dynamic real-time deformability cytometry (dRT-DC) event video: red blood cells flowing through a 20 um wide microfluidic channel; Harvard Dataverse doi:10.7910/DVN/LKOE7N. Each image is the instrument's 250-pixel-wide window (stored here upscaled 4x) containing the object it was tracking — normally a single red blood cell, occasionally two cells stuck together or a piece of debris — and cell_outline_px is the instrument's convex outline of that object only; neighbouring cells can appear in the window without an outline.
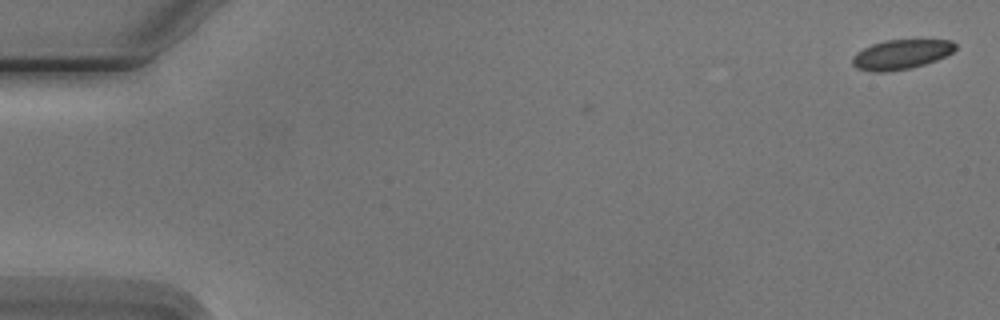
{"species": "Egyptian fruit bat (a non-hibernating species)", "species_latin": "Rousettus aegyptiacus", "temperature_condition": "cold", "stored_images_in_passage": 11, "camera_frame_rate_fps": 3000, "um_per_image_px": 0.085, "animal": {"sex": "male"}, "frame": {"image": 1, "passage_image": 1, "time_ms": 0.0, "image_size_px": [1000, 320], "cell_outline_px": [[956, 48], [952, 52], [936, 60], [912, 68], [888, 72], [872, 72], [856, 68], [852, 64], [852, 56], [856, 52], [872, 44], [884, 40], [952, 40], [956, 44]], "centroid_in_image_um": [76.56, 4.63], "position_along_channel_um": 8.4, "area_um2": 17.86}}
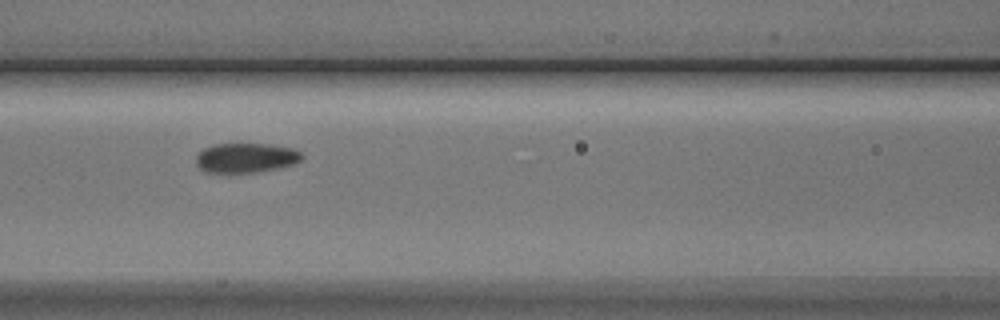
{"frame": {"image": 2, "passage_image": 7, "time_ms": 7.667, "image_size_px": [1000, 320], "cell_outline_px": [[304, 156], [296, 164], [256, 172], [204, 172], [196, 164], [196, 152], [212, 144], [268, 144], [296, 148]], "centroid_in_image_um": [20.9, 13.4], "position_along_channel_um": 145.7, "area_um2": 18.44}}
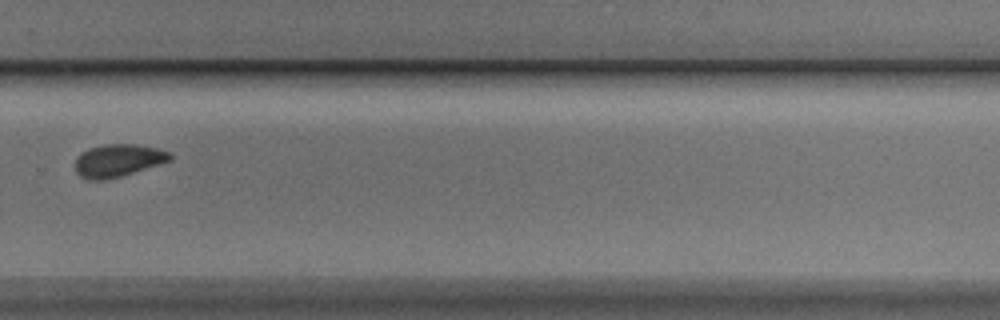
{"frame": {"image": 3, "passage_image": 11, "time_ms": 12.333, "image_size_px": [1000, 320], "cell_outline_px": [[172, 160], [160, 164], [120, 176], [104, 180], [92, 180], [80, 176], [76, 172], [76, 160], [88, 148], [104, 144], [136, 144], [156, 148], [172, 152]], "centroid_in_image_um": [10.07, 13.63], "position_along_channel_um": 319.7, "area_um2": 17.86}}